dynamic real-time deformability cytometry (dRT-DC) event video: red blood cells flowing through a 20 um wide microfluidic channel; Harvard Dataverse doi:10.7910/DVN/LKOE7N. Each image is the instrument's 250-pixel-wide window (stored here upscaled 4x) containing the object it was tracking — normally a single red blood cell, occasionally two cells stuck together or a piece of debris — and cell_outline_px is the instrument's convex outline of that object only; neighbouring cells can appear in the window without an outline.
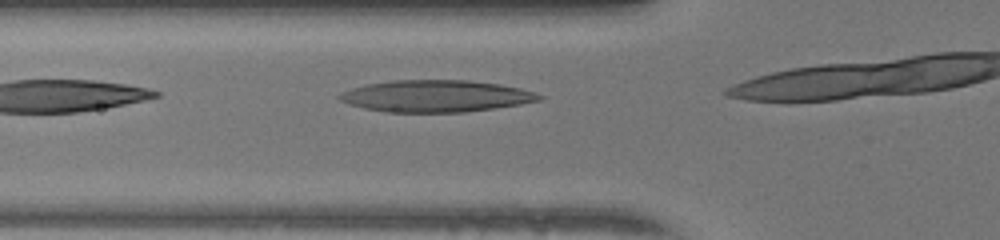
{"species": "human", "species_latin": "Homo sapiens", "temperature_condition": "warm", "stored_images_in_passage": 8, "camera_frame_rate_fps": 3000, "um_per_image_px": 0.085, "donor": {"sex": "female"}, "frame": {"image": 1, "passage_image": 4, "time_ms": 1.0, "image_size_px": [1000, 240], "cell_outline_px": [[544, 100], [520, 104], [464, 112], [388, 112], [364, 108], [348, 104], [340, 100], [336, 96], [340, 92], [352, 88], [368, 84], [392, 80], [468, 80], [500, 84], [520, 88], [536, 92], [544, 96]], "centroid_in_image_um": [37.06, 8.16], "position_along_channel_um": 88.7, "area_um2": 37.11}}
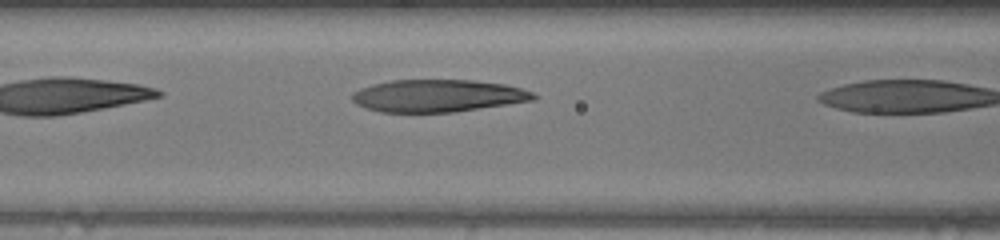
{"frame": {"image": 2, "passage_image": 7, "time_ms": 2.0, "image_size_px": [1000, 240], "cell_outline_px": [[540, 96], [536, 100], [456, 112], [380, 112], [364, 108], [356, 104], [352, 100], [352, 92], [360, 88], [372, 84], [392, 80], [472, 80], [504, 84], [520, 88], [532, 92]], "centroid_in_image_um": [37.22, 8.14], "position_along_channel_um": 129.4, "area_um2": 34.51}}